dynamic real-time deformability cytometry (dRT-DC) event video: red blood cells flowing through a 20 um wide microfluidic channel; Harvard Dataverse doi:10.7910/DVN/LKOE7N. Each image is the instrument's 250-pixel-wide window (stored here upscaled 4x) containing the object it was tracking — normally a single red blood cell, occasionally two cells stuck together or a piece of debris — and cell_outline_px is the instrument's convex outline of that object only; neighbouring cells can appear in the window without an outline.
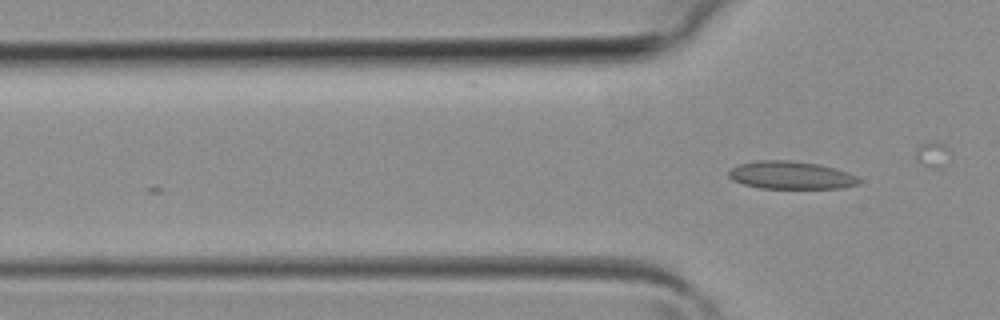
{"species": "common noctule bat (a hibernating species)", "species_latin": "Nyctalus noctula", "temperature_condition": "room temperature", "stored_images_in_passage": 3, "camera_frame_rate_fps": 3000, "um_per_image_px": 0.085, "animal": {"sex": "female", "body_mass_g": 19.3, "forearm_length_mm": 54.1}, "frame": {"image": 1, "passage_image": 3, "time_ms": 0.667, "image_size_px": [1000, 320], "cell_outline_px": [[860, 184], [840, 188], [760, 188], [744, 184], [732, 180], [728, 176], [728, 172], [732, 168], [740, 164], [756, 160], [788, 160], [820, 164], [836, 168], [848, 172], [856, 176], [860, 180]], "centroid_in_image_um": [67.24, 14.89], "position_along_channel_um": 58.6, "area_um2": 21.15}}